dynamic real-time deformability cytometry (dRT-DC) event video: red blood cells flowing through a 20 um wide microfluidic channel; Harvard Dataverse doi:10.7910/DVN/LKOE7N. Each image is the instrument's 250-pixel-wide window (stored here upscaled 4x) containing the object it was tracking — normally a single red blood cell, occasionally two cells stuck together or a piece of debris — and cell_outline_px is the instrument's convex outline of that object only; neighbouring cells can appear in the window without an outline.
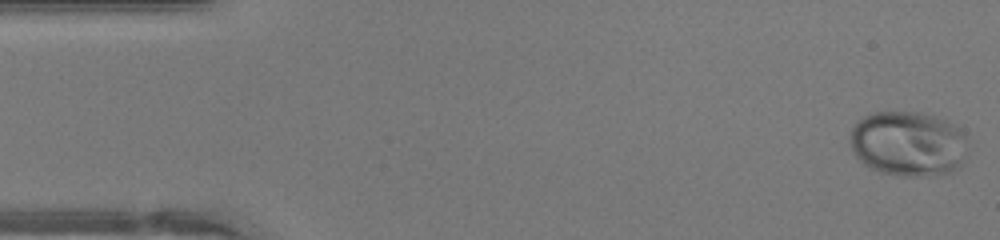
{"species": "human", "species_latin": "Homo sapiens", "temperature_condition": "warm", "stored_images_in_passage": 46, "camera_frame_rate_fps": 3000, "um_per_image_px": 0.085, "donor": {"sex": "female"}, "frame": {"image": 1, "passage_image": 1, "time_ms": 0.0, "image_size_px": [1000, 240], "cell_outline_px": [[972, 144], [960, 164], [952, 172], [936, 176], [900, 176], [880, 172], [868, 168], [852, 152], [848, 136], [856, 120], [872, 112], [920, 112], [936, 116], [948, 120], [956, 124], [960, 128]], "centroid_in_image_um": [77.22, 12.21], "position_along_channel_um": 7.8, "area_um2": 45.95}}
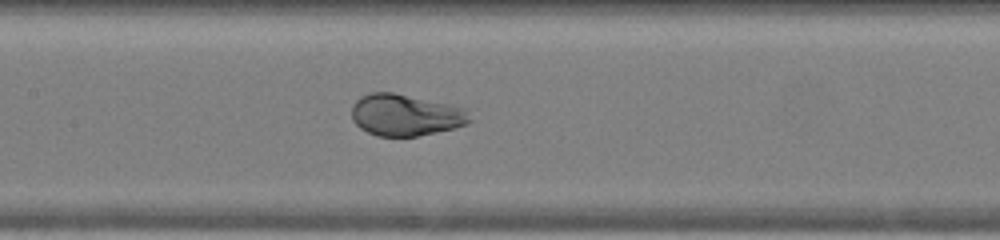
{"frame": {"image": 2, "passage_image": 21, "time_ms": 6.667, "image_size_px": [1000, 240], "cell_outline_px": [[472, 120], [464, 124], [452, 128], [436, 132], [416, 136], [376, 136], [360, 128], [352, 120], [352, 104], [360, 96], [372, 92], [392, 92], [452, 104], [464, 108]], "centroid_in_image_um": [34.43, 9.76], "position_along_channel_um": 173.0, "area_um2": 28.61}}
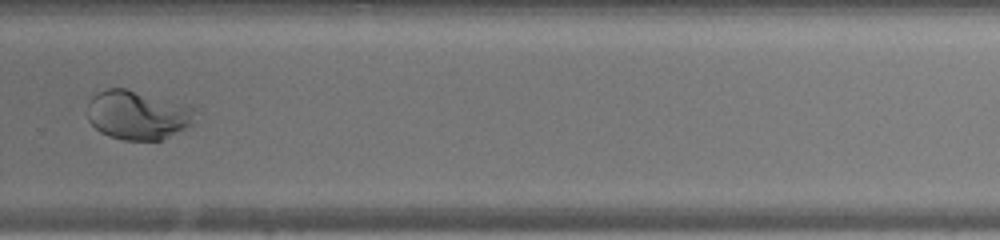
{"frame": {"image": 3, "passage_image": 31, "time_ms": 10.0, "image_size_px": [1000, 240], "cell_outline_px": [[200, 108], [192, 124], [188, 128], [160, 140], [124, 140], [100, 132], [88, 120], [88, 100], [96, 92], [108, 88], [128, 88]], "centroid_in_image_um": [11.75, 9.75], "position_along_channel_um": 318.1, "area_um2": 31.33}, "authors_computed_cell_mechanics": {"area_um2": 33.524, "velocity_mm_per_s": 4.3754, "shape_relaxation_time_tau1_ms": 4.3482, "shape_relaxation_time_tau2_ms": null, "deformation_change_tau1": 0.1701, "deformation_change_tau2": null}}